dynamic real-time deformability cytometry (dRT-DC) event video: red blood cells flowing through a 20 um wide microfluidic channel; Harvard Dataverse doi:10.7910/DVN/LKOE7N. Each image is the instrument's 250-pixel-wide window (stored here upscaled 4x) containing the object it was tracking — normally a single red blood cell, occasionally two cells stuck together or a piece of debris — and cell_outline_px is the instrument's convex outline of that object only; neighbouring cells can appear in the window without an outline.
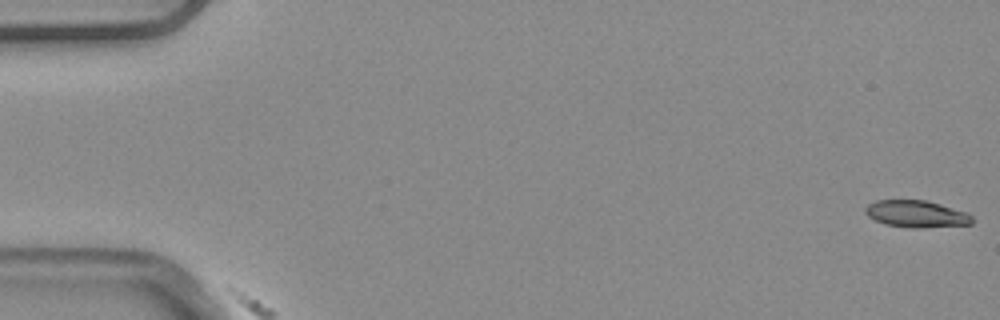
{"species": "common noctule bat (a hibernating species)", "species_latin": "Nyctalus noctula", "temperature_condition": "warm", "stored_images_in_passage": 5, "camera_frame_rate_fps": 3000, "um_per_image_px": 0.085, "animal": {"sex": "male", "body_mass_g": 20.4}, "frame": {"image": 1, "passage_image": 1, "time_ms": 0.0, "image_size_px": [1000, 320], "cell_outline_px": [[972, 224], [920, 228], [912, 228], [884, 224], [868, 216], [864, 212], [864, 208], [868, 204], [876, 200], [924, 200], [940, 204], [964, 212], [972, 216]], "centroid_in_image_um": [77.84, 18.18], "position_along_channel_um": 7.2, "area_um2": 16.65}}
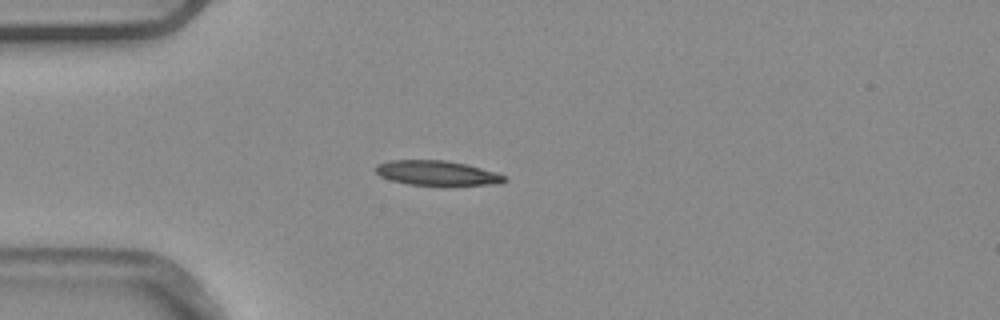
{"frame": {"image": 2, "passage_image": 5, "time_ms": 1.333, "image_size_px": [1000, 320], "cell_outline_px": [[508, 180], [500, 184], [408, 184], [392, 180], [380, 176], [372, 168], [376, 164], [388, 160], [444, 160], [464, 164], [496, 172], [504, 176]], "centroid_in_image_um": [37.07, 14.68], "position_along_channel_um": 47.9, "area_um2": 18.21}}